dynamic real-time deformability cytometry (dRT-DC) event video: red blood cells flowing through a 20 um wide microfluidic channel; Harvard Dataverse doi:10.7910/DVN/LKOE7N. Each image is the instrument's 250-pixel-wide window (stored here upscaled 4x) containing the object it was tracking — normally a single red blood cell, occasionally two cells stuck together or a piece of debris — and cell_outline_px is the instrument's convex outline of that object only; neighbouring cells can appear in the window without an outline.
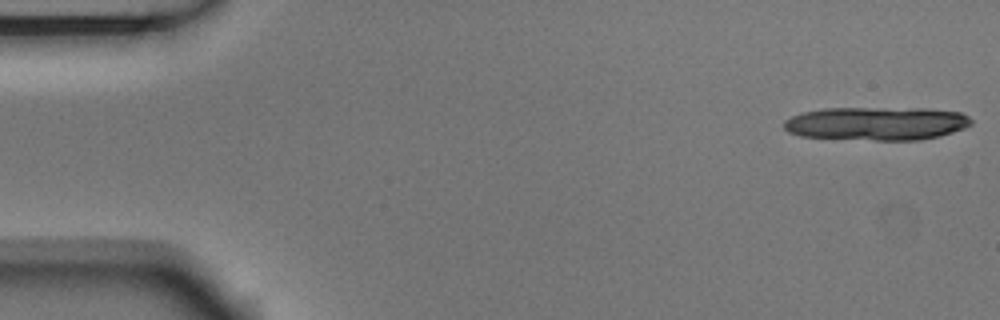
{"species": "Egyptian fruit bat (a non-hibernating species)", "species_latin": "Rousettus aegyptiacus", "temperature_condition": "room temperature", "stored_images_in_passage": 12, "camera_frame_rate_fps": 3000, "um_per_image_px": 0.085, "animal": {"sex": "male"}, "frame": {"image": 1, "passage_image": 1, "time_ms": 0.0, "image_size_px": [1000, 320], "cell_outline_px": [[972, 124], [964, 128], [940, 136], [920, 140], [876, 140], [800, 136], [788, 132], [784, 128], [784, 120], [792, 116], [804, 112], [824, 108], [928, 108], [960, 112], [968, 116], [972, 120]], "centroid_in_image_um": [74.53, 10.49], "position_along_channel_um": 10.5, "area_um2": 36.59}}